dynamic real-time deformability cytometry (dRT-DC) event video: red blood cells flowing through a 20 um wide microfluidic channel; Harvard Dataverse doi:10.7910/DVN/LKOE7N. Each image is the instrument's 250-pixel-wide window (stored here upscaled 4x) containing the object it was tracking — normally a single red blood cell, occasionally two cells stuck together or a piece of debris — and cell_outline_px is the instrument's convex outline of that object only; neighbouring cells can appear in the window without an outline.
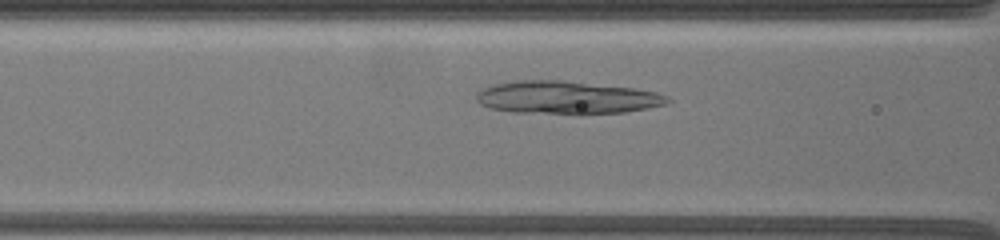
{"species": "common noctule bat (a hibernating species)", "species_latin": "Nyctalus noctula", "temperature_condition": "warm", "stored_images_in_passage": 26, "camera_frame_rate_fps": 3000, "um_per_image_px": 0.085, "animal": {"sex": "female", "body_mass_g": 19.5, "forearm_length_mm": 54.1}, "frame": {"image": 1, "passage_image": 13, "time_ms": 4.0, "image_size_px": [1000, 240], "cell_outline_px": [[672, 100], [664, 104], [648, 108], [624, 112], [584, 116], [576, 116], [512, 112], [488, 108], [480, 104], [476, 100], [476, 92], [480, 88], [492, 84], [516, 80], [564, 80], [632, 88], [656, 92], [668, 96]], "centroid_in_image_um": [48.11, 8.32], "position_along_channel_um": 118.5, "area_um2": 37.86}}
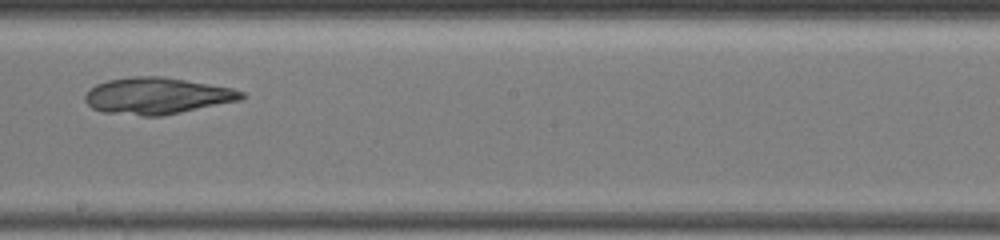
{"frame": {"image": 2, "passage_image": 17, "time_ms": 7.333, "image_size_px": [1000, 240], "cell_outline_px": [[248, 96], [240, 100], [164, 116], [140, 116], [100, 112], [92, 108], [84, 100], [84, 96], [96, 84], [108, 80], [132, 76], [160, 76], [232, 88], [244, 92]], "centroid_in_image_um": [13.34, 8.16], "position_along_channel_um": 234.9, "area_um2": 33.41}}
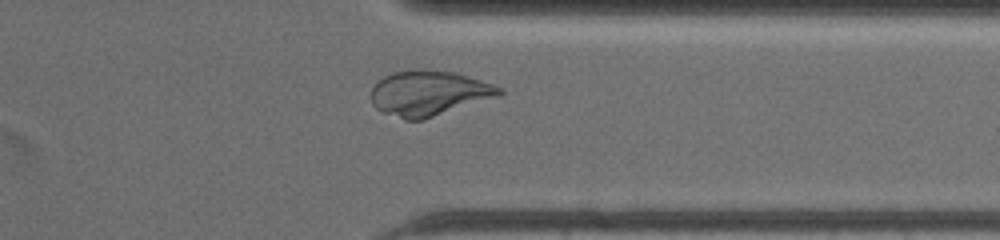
{"frame": {"image": 3, "passage_image": 24, "time_ms": 11.333, "image_size_px": [1000, 240], "cell_outline_px": [[504, 92], [496, 96], [424, 120], [404, 120], [380, 112], [372, 104], [372, 88], [376, 80], [392, 72], [456, 72], [504, 88]], "centroid_in_image_um": [36.41, 7.97], "position_along_channel_um": 375.0, "area_um2": 33.06}}